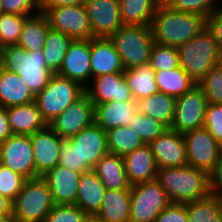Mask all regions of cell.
I'll return each mask as SVG.
<instances>
[{
  "mask_svg": "<svg viewBox=\"0 0 222 222\" xmlns=\"http://www.w3.org/2000/svg\"><path fill=\"white\" fill-rule=\"evenodd\" d=\"M150 27L155 43L179 48L206 28V17L158 5Z\"/></svg>",
  "mask_w": 222,
  "mask_h": 222,
  "instance_id": "cell-1",
  "label": "cell"
},
{
  "mask_svg": "<svg viewBox=\"0 0 222 222\" xmlns=\"http://www.w3.org/2000/svg\"><path fill=\"white\" fill-rule=\"evenodd\" d=\"M156 180L171 203L186 204L211 194L209 174L190 165L160 168Z\"/></svg>",
  "mask_w": 222,
  "mask_h": 222,
  "instance_id": "cell-2",
  "label": "cell"
},
{
  "mask_svg": "<svg viewBox=\"0 0 222 222\" xmlns=\"http://www.w3.org/2000/svg\"><path fill=\"white\" fill-rule=\"evenodd\" d=\"M1 67L18 74L34 96L48 85L53 75L42 50L26 51L17 44L3 47Z\"/></svg>",
  "mask_w": 222,
  "mask_h": 222,
  "instance_id": "cell-3",
  "label": "cell"
},
{
  "mask_svg": "<svg viewBox=\"0 0 222 222\" xmlns=\"http://www.w3.org/2000/svg\"><path fill=\"white\" fill-rule=\"evenodd\" d=\"M180 66L199 84L205 75L217 66L220 49L211 31L206 27L178 48Z\"/></svg>",
  "mask_w": 222,
  "mask_h": 222,
  "instance_id": "cell-4",
  "label": "cell"
},
{
  "mask_svg": "<svg viewBox=\"0 0 222 222\" xmlns=\"http://www.w3.org/2000/svg\"><path fill=\"white\" fill-rule=\"evenodd\" d=\"M54 206L49 185L40 176L25 180L12 203V215L16 222H44Z\"/></svg>",
  "mask_w": 222,
  "mask_h": 222,
  "instance_id": "cell-5",
  "label": "cell"
},
{
  "mask_svg": "<svg viewBox=\"0 0 222 222\" xmlns=\"http://www.w3.org/2000/svg\"><path fill=\"white\" fill-rule=\"evenodd\" d=\"M109 39L125 70L148 64L155 43L150 25H123Z\"/></svg>",
  "mask_w": 222,
  "mask_h": 222,
  "instance_id": "cell-6",
  "label": "cell"
},
{
  "mask_svg": "<svg viewBox=\"0 0 222 222\" xmlns=\"http://www.w3.org/2000/svg\"><path fill=\"white\" fill-rule=\"evenodd\" d=\"M85 93L76 81L53 74L48 85L34 99L43 119L51 123L58 115Z\"/></svg>",
  "mask_w": 222,
  "mask_h": 222,
  "instance_id": "cell-7",
  "label": "cell"
},
{
  "mask_svg": "<svg viewBox=\"0 0 222 222\" xmlns=\"http://www.w3.org/2000/svg\"><path fill=\"white\" fill-rule=\"evenodd\" d=\"M170 203L165 190L156 179L133 185L130 222H154Z\"/></svg>",
  "mask_w": 222,
  "mask_h": 222,
  "instance_id": "cell-8",
  "label": "cell"
},
{
  "mask_svg": "<svg viewBox=\"0 0 222 222\" xmlns=\"http://www.w3.org/2000/svg\"><path fill=\"white\" fill-rule=\"evenodd\" d=\"M183 138L188 165L210 174L219 162L222 146L205 127L188 131Z\"/></svg>",
  "mask_w": 222,
  "mask_h": 222,
  "instance_id": "cell-9",
  "label": "cell"
},
{
  "mask_svg": "<svg viewBox=\"0 0 222 222\" xmlns=\"http://www.w3.org/2000/svg\"><path fill=\"white\" fill-rule=\"evenodd\" d=\"M207 98L197 84L184 95L176 98L174 119L169 129L184 134L204 127Z\"/></svg>",
  "mask_w": 222,
  "mask_h": 222,
  "instance_id": "cell-10",
  "label": "cell"
},
{
  "mask_svg": "<svg viewBox=\"0 0 222 222\" xmlns=\"http://www.w3.org/2000/svg\"><path fill=\"white\" fill-rule=\"evenodd\" d=\"M44 14L51 29L60 31L73 40H91L93 38V31L84 4L48 8Z\"/></svg>",
  "mask_w": 222,
  "mask_h": 222,
  "instance_id": "cell-11",
  "label": "cell"
},
{
  "mask_svg": "<svg viewBox=\"0 0 222 222\" xmlns=\"http://www.w3.org/2000/svg\"><path fill=\"white\" fill-rule=\"evenodd\" d=\"M0 164L25 179L36 178L30 135L12 134L0 143Z\"/></svg>",
  "mask_w": 222,
  "mask_h": 222,
  "instance_id": "cell-12",
  "label": "cell"
},
{
  "mask_svg": "<svg viewBox=\"0 0 222 222\" xmlns=\"http://www.w3.org/2000/svg\"><path fill=\"white\" fill-rule=\"evenodd\" d=\"M95 104L86 93L48 125L61 138L69 139L94 124Z\"/></svg>",
  "mask_w": 222,
  "mask_h": 222,
  "instance_id": "cell-13",
  "label": "cell"
},
{
  "mask_svg": "<svg viewBox=\"0 0 222 222\" xmlns=\"http://www.w3.org/2000/svg\"><path fill=\"white\" fill-rule=\"evenodd\" d=\"M93 38H109L123 26L119 0H85Z\"/></svg>",
  "mask_w": 222,
  "mask_h": 222,
  "instance_id": "cell-14",
  "label": "cell"
},
{
  "mask_svg": "<svg viewBox=\"0 0 222 222\" xmlns=\"http://www.w3.org/2000/svg\"><path fill=\"white\" fill-rule=\"evenodd\" d=\"M57 74L85 88L91 81V40H73Z\"/></svg>",
  "mask_w": 222,
  "mask_h": 222,
  "instance_id": "cell-15",
  "label": "cell"
},
{
  "mask_svg": "<svg viewBox=\"0 0 222 222\" xmlns=\"http://www.w3.org/2000/svg\"><path fill=\"white\" fill-rule=\"evenodd\" d=\"M36 178L42 177L59 164L62 140L48 125L30 135Z\"/></svg>",
  "mask_w": 222,
  "mask_h": 222,
  "instance_id": "cell-16",
  "label": "cell"
},
{
  "mask_svg": "<svg viewBox=\"0 0 222 222\" xmlns=\"http://www.w3.org/2000/svg\"><path fill=\"white\" fill-rule=\"evenodd\" d=\"M158 169L178 168L188 165L183 134L167 129L149 143Z\"/></svg>",
  "mask_w": 222,
  "mask_h": 222,
  "instance_id": "cell-17",
  "label": "cell"
},
{
  "mask_svg": "<svg viewBox=\"0 0 222 222\" xmlns=\"http://www.w3.org/2000/svg\"><path fill=\"white\" fill-rule=\"evenodd\" d=\"M85 93L94 104L105 102L133 101L129 87L123 73H113L91 78L85 87Z\"/></svg>",
  "mask_w": 222,
  "mask_h": 222,
  "instance_id": "cell-18",
  "label": "cell"
},
{
  "mask_svg": "<svg viewBox=\"0 0 222 222\" xmlns=\"http://www.w3.org/2000/svg\"><path fill=\"white\" fill-rule=\"evenodd\" d=\"M80 154V164H87L92 170L97 162L109 153L107 132L95 123L68 139Z\"/></svg>",
  "mask_w": 222,
  "mask_h": 222,
  "instance_id": "cell-19",
  "label": "cell"
},
{
  "mask_svg": "<svg viewBox=\"0 0 222 222\" xmlns=\"http://www.w3.org/2000/svg\"><path fill=\"white\" fill-rule=\"evenodd\" d=\"M120 55L109 38L91 39V78L101 75L124 73Z\"/></svg>",
  "mask_w": 222,
  "mask_h": 222,
  "instance_id": "cell-20",
  "label": "cell"
},
{
  "mask_svg": "<svg viewBox=\"0 0 222 222\" xmlns=\"http://www.w3.org/2000/svg\"><path fill=\"white\" fill-rule=\"evenodd\" d=\"M131 186L156 179L158 166L149 144H143L123 157Z\"/></svg>",
  "mask_w": 222,
  "mask_h": 222,
  "instance_id": "cell-21",
  "label": "cell"
},
{
  "mask_svg": "<svg viewBox=\"0 0 222 222\" xmlns=\"http://www.w3.org/2000/svg\"><path fill=\"white\" fill-rule=\"evenodd\" d=\"M42 177L49 185L55 204H75L80 173L58 164Z\"/></svg>",
  "mask_w": 222,
  "mask_h": 222,
  "instance_id": "cell-22",
  "label": "cell"
},
{
  "mask_svg": "<svg viewBox=\"0 0 222 222\" xmlns=\"http://www.w3.org/2000/svg\"><path fill=\"white\" fill-rule=\"evenodd\" d=\"M138 112L137 101L105 102L95 104L94 123L105 132L120 126H128Z\"/></svg>",
  "mask_w": 222,
  "mask_h": 222,
  "instance_id": "cell-23",
  "label": "cell"
},
{
  "mask_svg": "<svg viewBox=\"0 0 222 222\" xmlns=\"http://www.w3.org/2000/svg\"><path fill=\"white\" fill-rule=\"evenodd\" d=\"M105 191L106 187L93 170L82 173L80 174L75 205L87 215H96L101 209Z\"/></svg>",
  "mask_w": 222,
  "mask_h": 222,
  "instance_id": "cell-24",
  "label": "cell"
},
{
  "mask_svg": "<svg viewBox=\"0 0 222 222\" xmlns=\"http://www.w3.org/2000/svg\"><path fill=\"white\" fill-rule=\"evenodd\" d=\"M13 134L32 135L48 126L35 102L6 108Z\"/></svg>",
  "mask_w": 222,
  "mask_h": 222,
  "instance_id": "cell-25",
  "label": "cell"
},
{
  "mask_svg": "<svg viewBox=\"0 0 222 222\" xmlns=\"http://www.w3.org/2000/svg\"><path fill=\"white\" fill-rule=\"evenodd\" d=\"M34 99L35 96L18 74L0 66V107L26 105Z\"/></svg>",
  "mask_w": 222,
  "mask_h": 222,
  "instance_id": "cell-26",
  "label": "cell"
},
{
  "mask_svg": "<svg viewBox=\"0 0 222 222\" xmlns=\"http://www.w3.org/2000/svg\"><path fill=\"white\" fill-rule=\"evenodd\" d=\"M131 187L106 189L101 209L96 216L104 222H130Z\"/></svg>",
  "mask_w": 222,
  "mask_h": 222,
  "instance_id": "cell-27",
  "label": "cell"
},
{
  "mask_svg": "<svg viewBox=\"0 0 222 222\" xmlns=\"http://www.w3.org/2000/svg\"><path fill=\"white\" fill-rule=\"evenodd\" d=\"M106 189H128V182L123 156L108 153L93 168Z\"/></svg>",
  "mask_w": 222,
  "mask_h": 222,
  "instance_id": "cell-28",
  "label": "cell"
},
{
  "mask_svg": "<svg viewBox=\"0 0 222 222\" xmlns=\"http://www.w3.org/2000/svg\"><path fill=\"white\" fill-rule=\"evenodd\" d=\"M137 104L138 112L159 120L168 128L171 127L176 107L175 97L166 95L165 93L158 91L152 96L139 99L137 101Z\"/></svg>",
  "mask_w": 222,
  "mask_h": 222,
  "instance_id": "cell-29",
  "label": "cell"
},
{
  "mask_svg": "<svg viewBox=\"0 0 222 222\" xmlns=\"http://www.w3.org/2000/svg\"><path fill=\"white\" fill-rule=\"evenodd\" d=\"M124 79L135 101L152 96L158 92L155 71L144 64L124 71Z\"/></svg>",
  "mask_w": 222,
  "mask_h": 222,
  "instance_id": "cell-30",
  "label": "cell"
},
{
  "mask_svg": "<svg viewBox=\"0 0 222 222\" xmlns=\"http://www.w3.org/2000/svg\"><path fill=\"white\" fill-rule=\"evenodd\" d=\"M49 28V22L44 13L29 16L25 20L17 45L26 51L42 50Z\"/></svg>",
  "mask_w": 222,
  "mask_h": 222,
  "instance_id": "cell-31",
  "label": "cell"
},
{
  "mask_svg": "<svg viewBox=\"0 0 222 222\" xmlns=\"http://www.w3.org/2000/svg\"><path fill=\"white\" fill-rule=\"evenodd\" d=\"M155 80L159 92L175 98L184 95L197 85L181 66L171 70L156 71Z\"/></svg>",
  "mask_w": 222,
  "mask_h": 222,
  "instance_id": "cell-32",
  "label": "cell"
},
{
  "mask_svg": "<svg viewBox=\"0 0 222 222\" xmlns=\"http://www.w3.org/2000/svg\"><path fill=\"white\" fill-rule=\"evenodd\" d=\"M123 25H150L155 10L156 0H119Z\"/></svg>",
  "mask_w": 222,
  "mask_h": 222,
  "instance_id": "cell-33",
  "label": "cell"
},
{
  "mask_svg": "<svg viewBox=\"0 0 222 222\" xmlns=\"http://www.w3.org/2000/svg\"><path fill=\"white\" fill-rule=\"evenodd\" d=\"M72 41L70 36L49 28L42 51L47 66L53 74L58 73L62 67L64 57Z\"/></svg>",
  "mask_w": 222,
  "mask_h": 222,
  "instance_id": "cell-34",
  "label": "cell"
},
{
  "mask_svg": "<svg viewBox=\"0 0 222 222\" xmlns=\"http://www.w3.org/2000/svg\"><path fill=\"white\" fill-rule=\"evenodd\" d=\"M185 205L188 222H222V200L215 195Z\"/></svg>",
  "mask_w": 222,
  "mask_h": 222,
  "instance_id": "cell-35",
  "label": "cell"
},
{
  "mask_svg": "<svg viewBox=\"0 0 222 222\" xmlns=\"http://www.w3.org/2000/svg\"><path fill=\"white\" fill-rule=\"evenodd\" d=\"M109 153L125 156L141 147L144 142L128 126H120L107 132Z\"/></svg>",
  "mask_w": 222,
  "mask_h": 222,
  "instance_id": "cell-36",
  "label": "cell"
},
{
  "mask_svg": "<svg viewBox=\"0 0 222 222\" xmlns=\"http://www.w3.org/2000/svg\"><path fill=\"white\" fill-rule=\"evenodd\" d=\"M128 127L139 135L144 144H149L168 129V127L159 120L140 112L136 113Z\"/></svg>",
  "mask_w": 222,
  "mask_h": 222,
  "instance_id": "cell-37",
  "label": "cell"
},
{
  "mask_svg": "<svg viewBox=\"0 0 222 222\" xmlns=\"http://www.w3.org/2000/svg\"><path fill=\"white\" fill-rule=\"evenodd\" d=\"M148 64L155 72L180 67L178 48L154 43Z\"/></svg>",
  "mask_w": 222,
  "mask_h": 222,
  "instance_id": "cell-38",
  "label": "cell"
},
{
  "mask_svg": "<svg viewBox=\"0 0 222 222\" xmlns=\"http://www.w3.org/2000/svg\"><path fill=\"white\" fill-rule=\"evenodd\" d=\"M28 17L6 13L0 15V45L2 47L18 43L21 30Z\"/></svg>",
  "mask_w": 222,
  "mask_h": 222,
  "instance_id": "cell-39",
  "label": "cell"
},
{
  "mask_svg": "<svg viewBox=\"0 0 222 222\" xmlns=\"http://www.w3.org/2000/svg\"><path fill=\"white\" fill-rule=\"evenodd\" d=\"M222 1L219 0H171L167 4L170 8L202 15L207 18L214 10L221 7ZM220 4V5H219Z\"/></svg>",
  "mask_w": 222,
  "mask_h": 222,
  "instance_id": "cell-40",
  "label": "cell"
},
{
  "mask_svg": "<svg viewBox=\"0 0 222 222\" xmlns=\"http://www.w3.org/2000/svg\"><path fill=\"white\" fill-rule=\"evenodd\" d=\"M208 103L222 104V70L216 66L198 84Z\"/></svg>",
  "mask_w": 222,
  "mask_h": 222,
  "instance_id": "cell-41",
  "label": "cell"
},
{
  "mask_svg": "<svg viewBox=\"0 0 222 222\" xmlns=\"http://www.w3.org/2000/svg\"><path fill=\"white\" fill-rule=\"evenodd\" d=\"M25 178L12 171L10 168L0 164V195L12 202L22 190Z\"/></svg>",
  "mask_w": 222,
  "mask_h": 222,
  "instance_id": "cell-42",
  "label": "cell"
},
{
  "mask_svg": "<svg viewBox=\"0 0 222 222\" xmlns=\"http://www.w3.org/2000/svg\"><path fill=\"white\" fill-rule=\"evenodd\" d=\"M87 216L75 204H55L44 222H84Z\"/></svg>",
  "mask_w": 222,
  "mask_h": 222,
  "instance_id": "cell-43",
  "label": "cell"
},
{
  "mask_svg": "<svg viewBox=\"0 0 222 222\" xmlns=\"http://www.w3.org/2000/svg\"><path fill=\"white\" fill-rule=\"evenodd\" d=\"M59 155V165L63 167H67L80 174L92 170L87 164H80L78 149L68 139L62 140Z\"/></svg>",
  "mask_w": 222,
  "mask_h": 222,
  "instance_id": "cell-44",
  "label": "cell"
},
{
  "mask_svg": "<svg viewBox=\"0 0 222 222\" xmlns=\"http://www.w3.org/2000/svg\"><path fill=\"white\" fill-rule=\"evenodd\" d=\"M204 127L222 146V104H207Z\"/></svg>",
  "mask_w": 222,
  "mask_h": 222,
  "instance_id": "cell-45",
  "label": "cell"
},
{
  "mask_svg": "<svg viewBox=\"0 0 222 222\" xmlns=\"http://www.w3.org/2000/svg\"><path fill=\"white\" fill-rule=\"evenodd\" d=\"M3 12L21 16H33L40 13L39 0H1Z\"/></svg>",
  "mask_w": 222,
  "mask_h": 222,
  "instance_id": "cell-46",
  "label": "cell"
},
{
  "mask_svg": "<svg viewBox=\"0 0 222 222\" xmlns=\"http://www.w3.org/2000/svg\"><path fill=\"white\" fill-rule=\"evenodd\" d=\"M154 222H188L186 205L170 203Z\"/></svg>",
  "mask_w": 222,
  "mask_h": 222,
  "instance_id": "cell-47",
  "label": "cell"
},
{
  "mask_svg": "<svg viewBox=\"0 0 222 222\" xmlns=\"http://www.w3.org/2000/svg\"><path fill=\"white\" fill-rule=\"evenodd\" d=\"M206 27L211 31L222 52V6L207 16Z\"/></svg>",
  "mask_w": 222,
  "mask_h": 222,
  "instance_id": "cell-48",
  "label": "cell"
},
{
  "mask_svg": "<svg viewBox=\"0 0 222 222\" xmlns=\"http://www.w3.org/2000/svg\"><path fill=\"white\" fill-rule=\"evenodd\" d=\"M210 192L222 200V154L214 170L209 174Z\"/></svg>",
  "mask_w": 222,
  "mask_h": 222,
  "instance_id": "cell-49",
  "label": "cell"
},
{
  "mask_svg": "<svg viewBox=\"0 0 222 222\" xmlns=\"http://www.w3.org/2000/svg\"><path fill=\"white\" fill-rule=\"evenodd\" d=\"M85 0H39L40 12L44 13L48 8L83 5Z\"/></svg>",
  "mask_w": 222,
  "mask_h": 222,
  "instance_id": "cell-50",
  "label": "cell"
},
{
  "mask_svg": "<svg viewBox=\"0 0 222 222\" xmlns=\"http://www.w3.org/2000/svg\"><path fill=\"white\" fill-rule=\"evenodd\" d=\"M12 131L9 126L6 108L0 107V143L4 142L12 135Z\"/></svg>",
  "mask_w": 222,
  "mask_h": 222,
  "instance_id": "cell-51",
  "label": "cell"
},
{
  "mask_svg": "<svg viewBox=\"0 0 222 222\" xmlns=\"http://www.w3.org/2000/svg\"><path fill=\"white\" fill-rule=\"evenodd\" d=\"M12 201L0 195V214H12Z\"/></svg>",
  "mask_w": 222,
  "mask_h": 222,
  "instance_id": "cell-52",
  "label": "cell"
},
{
  "mask_svg": "<svg viewBox=\"0 0 222 222\" xmlns=\"http://www.w3.org/2000/svg\"><path fill=\"white\" fill-rule=\"evenodd\" d=\"M0 222H16L12 214H0Z\"/></svg>",
  "mask_w": 222,
  "mask_h": 222,
  "instance_id": "cell-53",
  "label": "cell"
},
{
  "mask_svg": "<svg viewBox=\"0 0 222 222\" xmlns=\"http://www.w3.org/2000/svg\"><path fill=\"white\" fill-rule=\"evenodd\" d=\"M84 222H104L102 219L98 218L96 215H88Z\"/></svg>",
  "mask_w": 222,
  "mask_h": 222,
  "instance_id": "cell-54",
  "label": "cell"
},
{
  "mask_svg": "<svg viewBox=\"0 0 222 222\" xmlns=\"http://www.w3.org/2000/svg\"><path fill=\"white\" fill-rule=\"evenodd\" d=\"M217 66L222 70V52H220V55L218 57Z\"/></svg>",
  "mask_w": 222,
  "mask_h": 222,
  "instance_id": "cell-55",
  "label": "cell"
},
{
  "mask_svg": "<svg viewBox=\"0 0 222 222\" xmlns=\"http://www.w3.org/2000/svg\"><path fill=\"white\" fill-rule=\"evenodd\" d=\"M159 5L168 4L171 0H156Z\"/></svg>",
  "mask_w": 222,
  "mask_h": 222,
  "instance_id": "cell-56",
  "label": "cell"
},
{
  "mask_svg": "<svg viewBox=\"0 0 222 222\" xmlns=\"http://www.w3.org/2000/svg\"><path fill=\"white\" fill-rule=\"evenodd\" d=\"M2 49L3 47L0 45V66H1V60H2Z\"/></svg>",
  "mask_w": 222,
  "mask_h": 222,
  "instance_id": "cell-57",
  "label": "cell"
},
{
  "mask_svg": "<svg viewBox=\"0 0 222 222\" xmlns=\"http://www.w3.org/2000/svg\"><path fill=\"white\" fill-rule=\"evenodd\" d=\"M2 13H4V12H3L2 1L0 0V15H1Z\"/></svg>",
  "mask_w": 222,
  "mask_h": 222,
  "instance_id": "cell-58",
  "label": "cell"
}]
</instances>
